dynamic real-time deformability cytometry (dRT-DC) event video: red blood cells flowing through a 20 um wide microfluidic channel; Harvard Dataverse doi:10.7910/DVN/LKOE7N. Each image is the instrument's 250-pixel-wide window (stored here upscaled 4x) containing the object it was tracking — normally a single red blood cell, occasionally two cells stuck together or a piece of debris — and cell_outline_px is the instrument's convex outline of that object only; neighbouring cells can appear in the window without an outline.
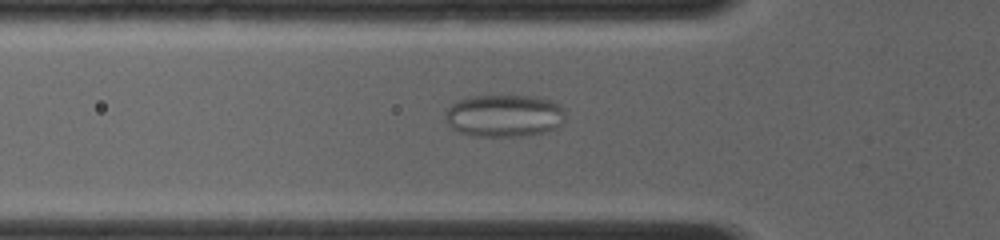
{"species": "common noctule bat (a hibernating species)", "species_latin": "Nyctalus noctula", "temperature_condition": "room temperature", "stored_images_in_passage": 43, "camera_frame_rate_fps": 4000, "um_per_image_px": 0.085, "animal": {"sex": "female", "body_mass_g": 19.0, "forearm_length_mm": 56.7}, "frame": {"image": 1, "passage_image": 14, "time_ms": 4.5, "image_size_px": [1000, 240], "cell_outline_px": [[564, 120], [560, 128], [548, 132], [528, 136], [476, 136], [460, 132], [452, 128], [444, 120], [444, 116], [448, 108], [452, 104], [460, 100], [476, 96], [536, 96], [552, 100], [560, 104], [564, 108]], "centroid_in_image_um": [42.93, 9.85], "position_along_channel_um": 82.9, "area_um2": 30.06}}
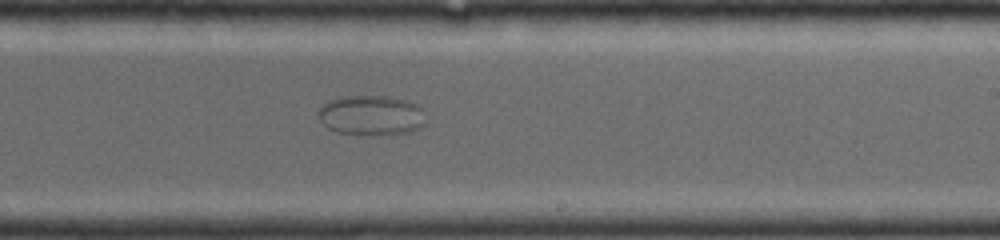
{"frame": {"image": 2, "passage_image": 27, "time_ms": 8.75, "image_size_px": [1000, 240], "cell_outline_px": [[424, 124], [420, 128], [408, 132], [380, 136], [376, 136], [336, 132], [328, 128], [320, 120], [320, 108], [328, 100], [340, 96], [384, 96], [404, 100], [416, 104], [420, 108]], "centroid_in_image_um": [31.53, 9.82], "position_along_channel_um": 257.5, "area_um2": 24.91}}
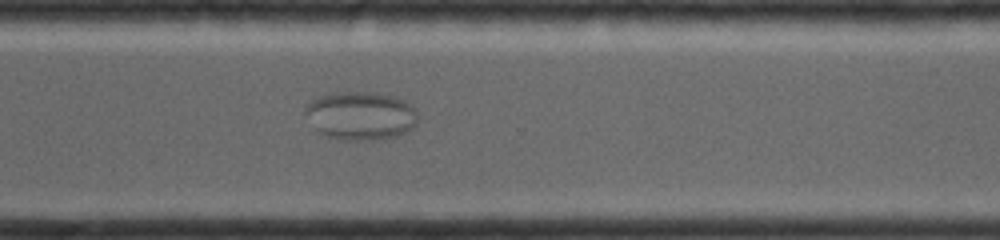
{"frame": {"image": 3, "passage_image": 32, "time_ms": 10.75, "image_size_px": [1000, 240], "cell_outline_px": [[416, 124], [412, 128], [396, 136], [368, 140], [344, 140], [328, 136], [320, 132], [316, 128], [304, 112], [304, 108], [312, 100], [320, 96], [332, 92], [372, 92], [392, 96], [404, 100], [416, 112]], "centroid_in_image_um": [30.64, 9.82], "position_along_channel_um": 340.0, "area_um2": 31.27}}